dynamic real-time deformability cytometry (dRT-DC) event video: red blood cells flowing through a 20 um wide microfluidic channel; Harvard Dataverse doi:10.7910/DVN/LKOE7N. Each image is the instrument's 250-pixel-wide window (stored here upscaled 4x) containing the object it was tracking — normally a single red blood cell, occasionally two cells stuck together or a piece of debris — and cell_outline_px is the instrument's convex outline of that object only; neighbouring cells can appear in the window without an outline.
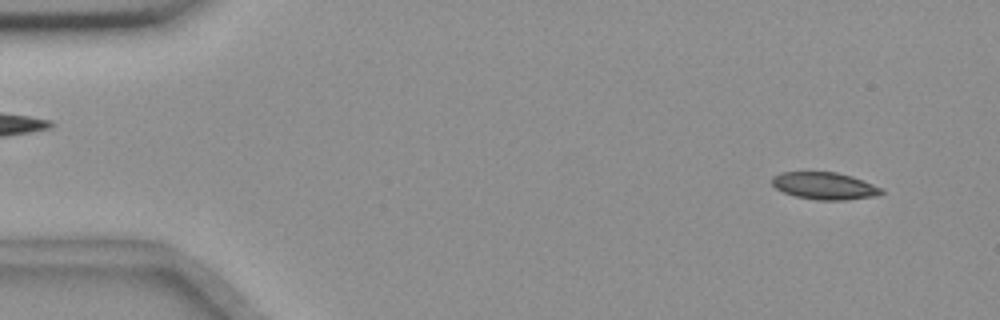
{"species": "common noctule bat (a hibernating species)", "species_latin": "Nyctalus noctula", "temperature_condition": "room temperature", "stored_images_in_passage": 56, "camera_frame_rate_fps": 3000, "um_per_image_px": 0.085, "animal": {"sex": "female", "body_mass_g": 18.4}, "frame": {"image": 1, "passage_image": 5, "time_ms": 1.333, "image_size_px": [1000, 320], "cell_outline_px": [[884, 192], [876, 196], [844, 200], [816, 200], [796, 196], [784, 192], [776, 188], [772, 184], [772, 176], [780, 172], [836, 172], [852, 176], [884, 188]], "centroid_in_image_um": [70.11, 15.79], "position_along_channel_um": 14.9, "area_um2": 17.4}}
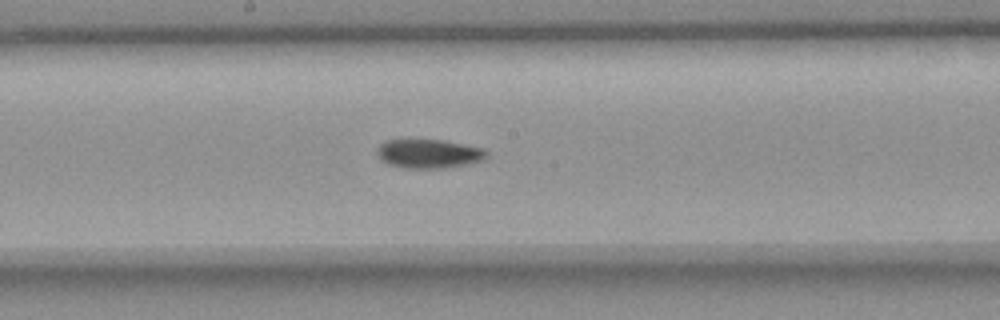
{"frame": {"image": 2, "passage_image": 30, "time_ms": 9.667, "image_size_px": [1000, 320], "cell_outline_px": [[488, 156], [484, 160], [472, 164], [444, 168], [404, 168], [388, 164], [376, 152], [380, 144], [384, 140], [444, 140], [484, 148], [488, 152]], "centroid_in_image_um": [36.52, 13.07], "position_along_channel_um": 211.7, "area_um2": 18.61}}
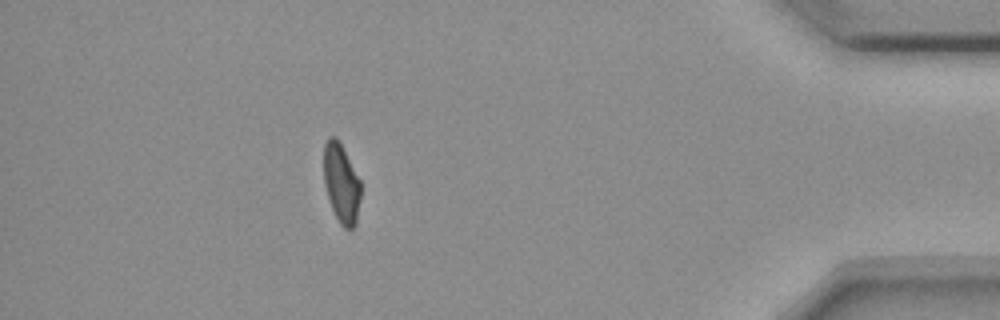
{"frame": {"image": 3, "passage_image": 50, "time_ms": 16.333, "image_size_px": [1000, 320], "cell_outline_px": [[360, 196], [356, 224], [352, 228], [344, 228], [340, 224], [332, 208], [324, 184], [324, 144], [328, 136], [332, 136], [340, 144], [360, 180]], "centroid_in_image_um": [29.0, 15.61], "position_along_channel_um": 406.2, "area_um2": 16.65}, "authors_computed_cell_mechanics": {"area_um2": 18.207, "velocity_mm_per_s": 3.6639, "shape_relaxation_time_tau1_ms": null, "shape_relaxation_time_tau2_ms": 8.8675, "deformation_change_tau1": null, "deformation_change_tau2": 0.1131}}